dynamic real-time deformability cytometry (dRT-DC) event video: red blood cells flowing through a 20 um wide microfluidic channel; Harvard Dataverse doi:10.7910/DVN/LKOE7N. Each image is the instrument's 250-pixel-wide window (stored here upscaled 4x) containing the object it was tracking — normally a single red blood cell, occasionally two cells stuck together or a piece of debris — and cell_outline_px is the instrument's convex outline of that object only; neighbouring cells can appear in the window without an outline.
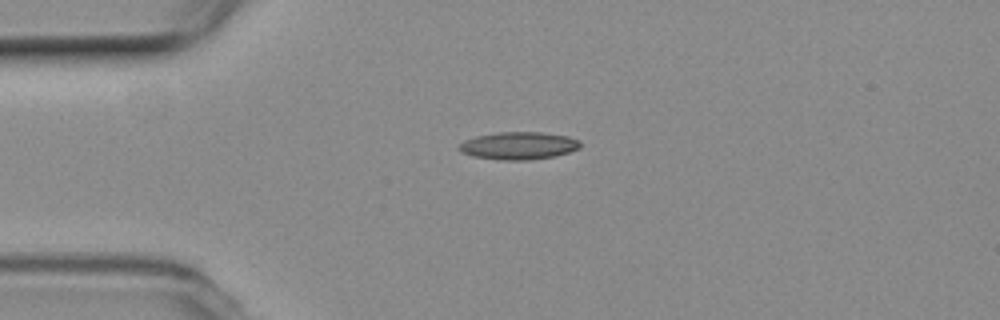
{"species": "common noctule bat (a hibernating species)", "species_latin": "Nyctalus noctula", "temperature_condition": "room temperature", "stored_images_in_passage": 30, "camera_frame_rate_fps": 3000, "um_per_image_px": 0.085, "animal": {"sex": "female", "body_mass_g": 19.3, "forearm_length_mm": 54.1}, "frame": {"image": 1, "passage_image": 1, "time_ms": 0.0, "image_size_px": [1000, 320], "cell_outline_px": [[580, 148], [556, 156], [528, 160], [504, 160], [472, 156], [460, 152], [460, 144], [464, 140], [476, 136], [496, 132], [540, 132], [568, 136], [580, 140]], "centroid_in_image_um": [44.09, 12.38], "position_along_channel_um": 40.9, "area_um2": 19.48}}
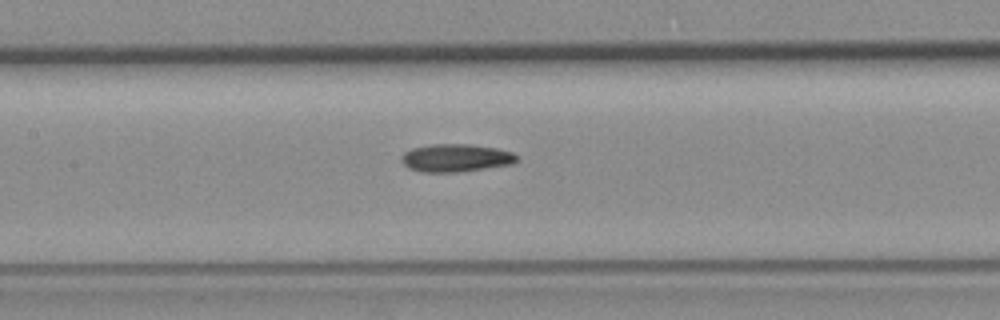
{"frame": {"image": 2, "passage_image": 13, "time_ms": 4.0, "image_size_px": [1000, 320], "cell_outline_px": [[516, 160], [512, 164], [456, 172], [420, 172], [408, 168], [400, 160], [400, 156], [404, 152], [412, 148], [432, 144], [468, 144], [496, 148], [512, 152], [516, 156]], "centroid_in_image_um": [38.68, 13.42], "position_along_channel_um": 168.7, "area_um2": 18.61}}
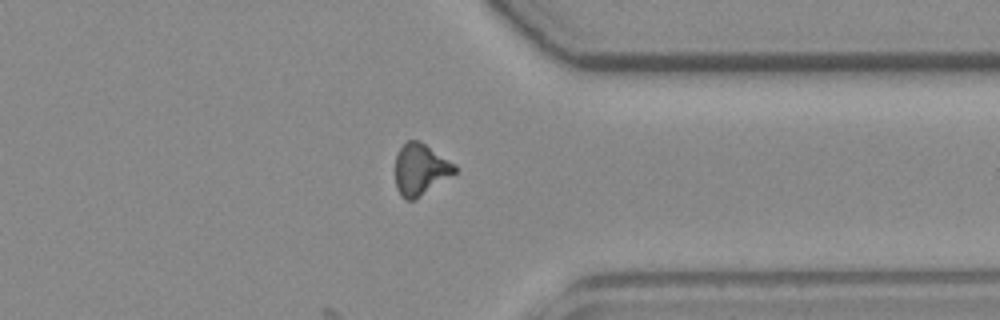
{"frame": {"image": 3, "passage_image": 30, "time_ms": 9.667, "image_size_px": [1000, 320], "cell_outline_px": [[456, 172], [412, 200], [404, 200], [400, 196], [396, 188], [396, 156], [400, 148], [408, 140], [416, 140], [424, 144], [456, 164]], "centroid_in_image_um": [35.71, 14.4], "position_along_channel_um": 375.7, "area_um2": 17.34}}